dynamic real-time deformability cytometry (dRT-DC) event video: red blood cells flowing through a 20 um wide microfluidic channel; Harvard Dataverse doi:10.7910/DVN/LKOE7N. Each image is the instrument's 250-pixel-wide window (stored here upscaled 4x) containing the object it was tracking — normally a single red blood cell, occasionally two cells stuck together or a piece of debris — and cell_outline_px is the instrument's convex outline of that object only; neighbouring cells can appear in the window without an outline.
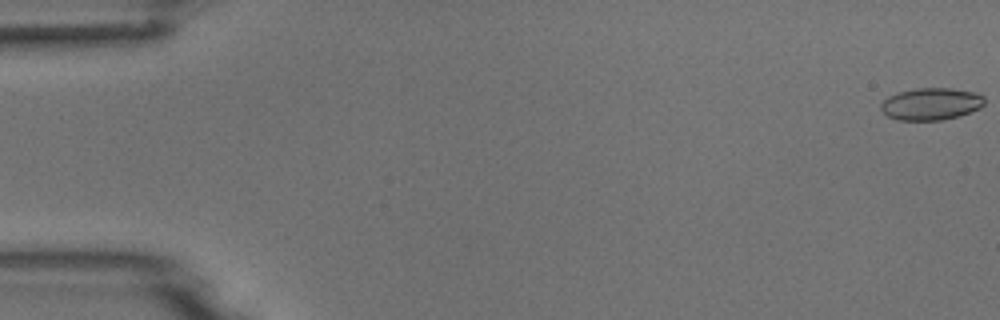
{"species": "common noctule bat (a hibernating species)", "species_latin": "Nyctalus noctula", "temperature_condition": "room temperature", "stored_images_in_passage": 3, "camera_frame_rate_fps": 3000, "um_per_image_px": 0.085, "animal": {"sex": "male", "body_mass_g": 18.8}, "frame": {"image": 1, "passage_image": 1, "time_ms": 0.0, "image_size_px": [1000, 320], "cell_outline_px": [[984, 104], [980, 108], [960, 116], [940, 120], [896, 120], [888, 116], [880, 108], [880, 104], [888, 96], [900, 92], [916, 88], [952, 88], [976, 92], [984, 96]], "centroid_in_image_um": [79.16, 8.83], "position_along_channel_um": 5.8, "area_um2": 19.48}}